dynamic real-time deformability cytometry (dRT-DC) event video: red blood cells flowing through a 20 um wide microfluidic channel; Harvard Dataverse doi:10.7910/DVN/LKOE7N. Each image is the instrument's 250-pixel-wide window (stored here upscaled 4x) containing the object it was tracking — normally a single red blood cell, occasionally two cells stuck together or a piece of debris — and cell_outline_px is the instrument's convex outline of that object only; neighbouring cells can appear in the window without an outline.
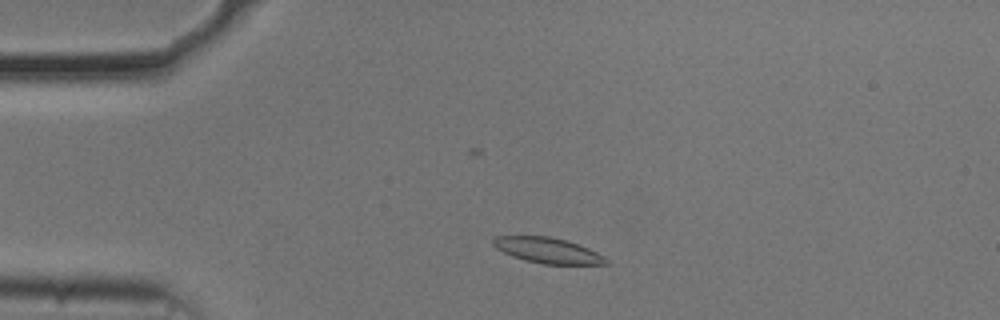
{"species": "common noctule bat (a hibernating species)", "species_latin": "Nyctalus noctula", "temperature_condition": "cold", "stored_images_in_passage": 13, "camera_frame_rate_fps": 3000, "um_per_image_px": 0.085, "animal": {"sex": "male", "body_mass_g": 20.5, "forearm_length_mm": 52.5}, "frame": {"image": 1, "passage_image": 6, "time_ms": 1.667, "image_size_px": [1000, 320], "cell_outline_px": [[608, 264], [544, 264], [524, 260], [512, 256], [496, 248], [492, 244], [492, 240], [496, 236], [552, 236], [568, 240], [588, 248], [604, 256], [608, 260]], "centroid_in_image_um": [46.55, 21.27], "position_along_channel_um": 38.4, "area_um2": 16.82}}
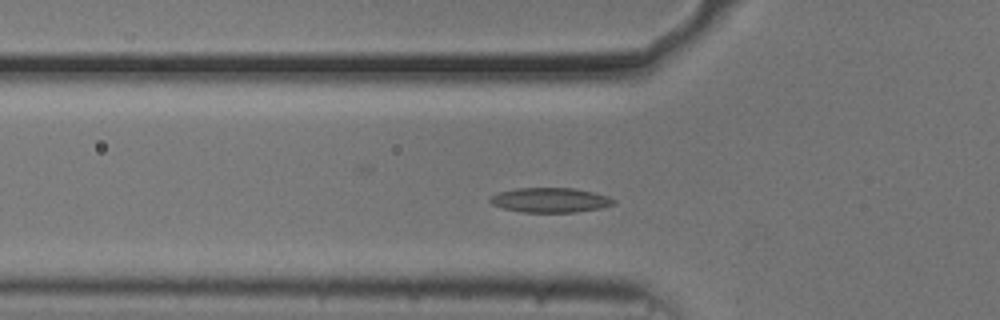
{"frame": {"image": 2, "passage_image": 12, "time_ms": 3.667, "image_size_px": [1000, 320], "cell_outline_px": [[616, 204], [600, 208], [576, 212], [520, 212], [504, 208], [492, 204], [488, 200], [492, 196], [500, 192], [516, 188], [572, 188], [592, 192], [608, 196], [616, 200]], "centroid_in_image_um": [46.79, 17.01], "position_along_channel_um": 79.0, "area_um2": 17.69}}